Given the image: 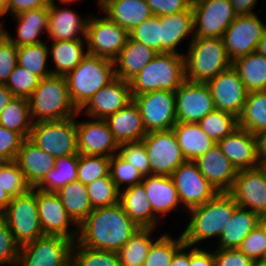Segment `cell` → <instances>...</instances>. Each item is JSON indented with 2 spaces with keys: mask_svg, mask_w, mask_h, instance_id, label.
Segmentation results:
<instances>
[{
  "mask_svg": "<svg viewBox=\"0 0 266 266\" xmlns=\"http://www.w3.org/2000/svg\"><path fill=\"white\" fill-rule=\"evenodd\" d=\"M138 228L117 203L93 209L79 226L77 240L86 247L118 252Z\"/></svg>",
  "mask_w": 266,
  "mask_h": 266,
  "instance_id": "1",
  "label": "cell"
},
{
  "mask_svg": "<svg viewBox=\"0 0 266 266\" xmlns=\"http://www.w3.org/2000/svg\"><path fill=\"white\" fill-rule=\"evenodd\" d=\"M238 207L237 202L228 192H219L208 202L188 210L187 214L191 218L181 233L184 243L197 247L202 240L212 237L219 239Z\"/></svg>",
  "mask_w": 266,
  "mask_h": 266,
  "instance_id": "2",
  "label": "cell"
},
{
  "mask_svg": "<svg viewBox=\"0 0 266 266\" xmlns=\"http://www.w3.org/2000/svg\"><path fill=\"white\" fill-rule=\"evenodd\" d=\"M28 101L34 123L64 120L79 112L70 98L67 80L63 76L42 78Z\"/></svg>",
  "mask_w": 266,
  "mask_h": 266,
  "instance_id": "3",
  "label": "cell"
},
{
  "mask_svg": "<svg viewBox=\"0 0 266 266\" xmlns=\"http://www.w3.org/2000/svg\"><path fill=\"white\" fill-rule=\"evenodd\" d=\"M185 57L179 53H158L130 81L132 97L157 90L175 92L184 82Z\"/></svg>",
  "mask_w": 266,
  "mask_h": 266,
  "instance_id": "4",
  "label": "cell"
},
{
  "mask_svg": "<svg viewBox=\"0 0 266 266\" xmlns=\"http://www.w3.org/2000/svg\"><path fill=\"white\" fill-rule=\"evenodd\" d=\"M65 78L70 98L80 111L100 88L116 78L114 61L87 53Z\"/></svg>",
  "mask_w": 266,
  "mask_h": 266,
  "instance_id": "5",
  "label": "cell"
},
{
  "mask_svg": "<svg viewBox=\"0 0 266 266\" xmlns=\"http://www.w3.org/2000/svg\"><path fill=\"white\" fill-rule=\"evenodd\" d=\"M185 57V77L194 83H207L232 66L223 38H193Z\"/></svg>",
  "mask_w": 266,
  "mask_h": 266,
  "instance_id": "6",
  "label": "cell"
},
{
  "mask_svg": "<svg viewBox=\"0 0 266 266\" xmlns=\"http://www.w3.org/2000/svg\"><path fill=\"white\" fill-rule=\"evenodd\" d=\"M80 114L59 121L33 123L28 139L55 158L79 155L76 117Z\"/></svg>",
  "mask_w": 266,
  "mask_h": 266,
  "instance_id": "7",
  "label": "cell"
},
{
  "mask_svg": "<svg viewBox=\"0 0 266 266\" xmlns=\"http://www.w3.org/2000/svg\"><path fill=\"white\" fill-rule=\"evenodd\" d=\"M1 216L20 246L44 236L39 221L36 188L13 197Z\"/></svg>",
  "mask_w": 266,
  "mask_h": 266,
  "instance_id": "8",
  "label": "cell"
},
{
  "mask_svg": "<svg viewBox=\"0 0 266 266\" xmlns=\"http://www.w3.org/2000/svg\"><path fill=\"white\" fill-rule=\"evenodd\" d=\"M74 242L62 236L44 235L20 247L17 266H72Z\"/></svg>",
  "mask_w": 266,
  "mask_h": 266,
  "instance_id": "9",
  "label": "cell"
},
{
  "mask_svg": "<svg viewBox=\"0 0 266 266\" xmlns=\"http://www.w3.org/2000/svg\"><path fill=\"white\" fill-rule=\"evenodd\" d=\"M194 38H222L237 14L230 0H192Z\"/></svg>",
  "mask_w": 266,
  "mask_h": 266,
  "instance_id": "10",
  "label": "cell"
},
{
  "mask_svg": "<svg viewBox=\"0 0 266 266\" xmlns=\"http://www.w3.org/2000/svg\"><path fill=\"white\" fill-rule=\"evenodd\" d=\"M128 38L129 31L108 16H90L86 32V51L114 60L125 47Z\"/></svg>",
  "mask_w": 266,
  "mask_h": 266,
  "instance_id": "11",
  "label": "cell"
},
{
  "mask_svg": "<svg viewBox=\"0 0 266 266\" xmlns=\"http://www.w3.org/2000/svg\"><path fill=\"white\" fill-rule=\"evenodd\" d=\"M141 142L145 146L152 175L171 176L187 161L173 130L149 132Z\"/></svg>",
  "mask_w": 266,
  "mask_h": 266,
  "instance_id": "12",
  "label": "cell"
},
{
  "mask_svg": "<svg viewBox=\"0 0 266 266\" xmlns=\"http://www.w3.org/2000/svg\"><path fill=\"white\" fill-rule=\"evenodd\" d=\"M147 133L172 130L177 123L175 92L157 90L133 96Z\"/></svg>",
  "mask_w": 266,
  "mask_h": 266,
  "instance_id": "13",
  "label": "cell"
},
{
  "mask_svg": "<svg viewBox=\"0 0 266 266\" xmlns=\"http://www.w3.org/2000/svg\"><path fill=\"white\" fill-rule=\"evenodd\" d=\"M254 14L237 15L223 35L224 45L231 62L257 50L266 31V24Z\"/></svg>",
  "mask_w": 266,
  "mask_h": 266,
  "instance_id": "14",
  "label": "cell"
},
{
  "mask_svg": "<svg viewBox=\"0 0 266 266\" xmlns=\"http://www.w3.org/2000/svg\"><path fill=\"white\" fill-rule=\"evenodd\" d=\"M178 195L186 211L213 199L219 192L203 176L194 161H186L172 174Z\"/></svg>",
  "mask_w": 266,
  "mask_h": 266,
  "instance_id": "15",
  "label": "cell"
},
{
  "mask_svg": "<svg viewBox=\"0 0 266 266\" xmlns=\"http://www.w3.org/2000/svg\"><path fill=\"white\" fill-rule=\"evenodd\" d=\"M238 206L249 209L261 218L266 216V166L238 170L231 190L228 192Z\"/></svg>",
  "mask_w": 266,
  "mask_h": 266,
  "instance_id": "16",
  "label": "cell"
},
{
  "mask_svg": "<svg viewBox=\"0 0 266 266\" xmlns=\"http://www.w3.org/2000/svg\"><path fill=\"white\" fill-rule=\"evenodd\" d=\"M206 84L211 91L215 109L239 118L249 92L233 66L220 72Z\"/></svg>",
  "mask_w": 266,
  "mask_h": 266,
  "instance_id": "17",
  "label": "cell"
},
{
  "mask_svg": "<svg viewBox=\"0 0 266 266\" xmlns=\"http://www.w3.org/2000/svg\"><path fill=\"white\" fill-rule=\"evenodd\" d=\"M177 122L198 123L215 109L206 83L185 81L175 91Z\"/></svg>",
  "mask_w": 266,
  "mask_h": 266,
  "instance_id": "18",
  "label": "cell"
},
{
  "mask_svg": "<svg viewBox=\"0 0 266 266\" xmlns=\"http://www.w3.org/2000/svg\"><path fill=\"white\" fill-rule=\"evenodd\" d=\"M39 221L44 235L62 236L76 241L79 227L69 217L61 199L56 193H47L37 189ZM71 225L75 230H71Z\"/></svg>",
  "mask_w": 266,
  "mask_h": 266,
  "instance_id": "19",
  "label": "cell"
},
{
  "mask_svg": "<svg viewBox=\"0 0 266 266\" xmlns=\"http://www.w3.org/2000/svg\"><path fill=\"white\" fill-rule=\"evenodd\" d=\"M76 127L79 154L112 157L118 153L119 144L105 119L76 121Z\"/></svg>",
  "mask_w": 266,
  "mask_h": 266,
  "instance_id": "20",
  "label": "cell"
},
{
  "mask_svg": "<svg viewBox=\"0 0 266 266\" xmlns=\"http://www.w3.org/2000/svg\"><path fill=\"white\" fill-rule=\"evenodd\" d=\"M133 100L130 82L115 78L100 88L79 111L94 119H106Z\"/></svg>",
  "mask_w": 266,
  "mask_h": 266,
  "instance_id": "21",
  "label": "cell"
},
{
  "mask_svg": "<svg viewBox=\"0 0 266 266\" xmlns=\"http://www.w3.org/2000/svg\"><path fill=\"white\" fill-rule=\"evenodd\" d=\"M220 150L237 170L261 166L257 153V140L249 131L237 128L217 142Z\"/></svg>",
  "mask_w": 266,
  "mask_h": 266,
  "instance_id": "22",
  "label": "cell"
},
{
  "mask_svg": "<svg viewBox=\"0 0 266 266\" xmlns=\"http://www.w3.org/2000/svg\"><path fill=\"white\" fill-rule=\"evenodd\" d=\"M89 18L79 17L72 9L61 8L54 0H50L47 35L52 41L86 40Z\"/></svg>",
  "mask_w": 266,
  "mask_h": 266,
  "instance_id": "23",
  "label": "cell"
},
{
  "mask_svg": "<svg viewBox=\"0 0 266 266\" xmlns=\"http://www.w3.org/2000/svg\"><path fill=\"white\" fill-rule=\"evenodd\" d=\"M203 176L218 192H229L238 170L220 150L217 143L194 161Z\"/></svg>",
  "mask_w": 266,
  "mask_h": 266,
  "instance_id": "24",
  "label": "cell"
},
{
  "mask_svg": "<svg viewBox=\"0 0 266 266\" xmlns=\"http://www.w3.org/2000/svg\"><path fill=\"white\" fill-rule=\"evenodd\" d=\"M105 121L119 145L140 142L147 135L140 110L134 100L108 116Z\"/></svg>",
  "mask_w": 266,
  "mask_h": 266,
  "instance_id": "25",
  "label": "cell"
},
{
  "mask_svg": "<svg viewBox=\"0 0 266 266\" xmlns=\"http://www.w3.org/2000/svg\"><path fill=\"white\" fill-rule=\"evenodd\" d=\"M141 183L157 217H161V215L173 210L183 209L171 176L151 174L145 176Z\"/></svg>",
  "mask_w": 266,
  "mask_h": 266,
  "instance_id": "26",
  "label": "cell"
},
{
  "mask_svg": "<svg viewBox=\"0 0 266 266\" xmlns=\"http://www.w3.org/2000/svg\"><path fill=\"white\" fill-rule=\"evenodd\" d=\"M98 6L112 21L132 30L153 16L146 0H96Z\"/></svg>",
  "mask_w": 266,
  "mask_h": 266,
  "instance_id": "27",
  "label": "cell"
},
{
  "mask_svg": "<svg viewBox=\"0 0 266 266\" xmlns=\"http://www.w3.org/2000/svg\"><path fill=\"white\" fill-rule=\"evenodd\" d=\"M17 19V36L13 37L4 29L1 23L3 34L17 47L36 45L44 41L39 39L42 32L48 33V6L39 9L23 11L13 16Z\"/></svg>",
  "mask_w": 266,
  "mask_h": 266,
  "instance_id": "28",
  "label": "cell"
},
{
  "mask_svg": "<svg viewBox=\"0 0 266 266\" xmlns=\"http://www.w3.org/2000/svg\"><path fill=\"white\" fill-rule=\"evenodd\" d=\"M56 158L33 144L28 138L22 142L15 158L27 182L35 188L55 167Z\"/></svg>",
  "mask_w": 266,
  "mask_h": 266,
  "instance_id": "29",
  "label": "cell"
},
{
  "mask_svg": "<svg viewBox=\"0 0 266 266\" xmlns=\"http://www.w3.org/2000/svg\"><path fill=\"white\" fill-rule=\"evenodd\" d=\"M161 23V53L176 52L177 46L191 35L194 38V15L192 7L174 14L160 16Z\"/></svg>",
  "mask_w": 266,
  "mask_h": 266,
  "instance_id": "30",
  "label": "cell"
},
{
  "mask_svg": "<svg viewBox=\"0 0 266 266\" xmlns=\"http://www.w3.org/2000/svg\"><path fill=\"white\" fill-rule=\"evenodd\" d=\"M157 54L149 46L129 37L113 60L116 78L130 82Z\"/></svg>",
  "mask_w": 266,
  "mask_h": 266,
  "instance_id": "31",
  "label": "cell"
},
{
  "mask_svg": "<svg viewBox=\"0 0 266 266\" xmlns=\"http://www.w3.org/2000/svg\"><path fill=\"white\" fill-rule=\"evenodd\" d=\"M119 203L139 228H155L159 219L154 214L142 183L120 191Z\"/></svg>",
  "mask_w": 266,
  "mask_h": 266,
  "instance_id": "32",
  "label": "cell"
},
{
  "mask_svg": "<svg viewBox=\"0 0 266 266\" xmlns=\"http://www.w3.org/2000/svg\"><path fill=\"white\" fill-rule=\"evenodd\" d=\"M261 222V217L249 209L238 207L218 239V248L238 249L245 237Z\"/></svg>",
  "mask_w": 266,
  "mask_h": 266,
  "instance_id": "33",
  "label": "cell"
},
{
  "mask_svg": "<svg viewBox=\"0 0 266 266\" xmlns=\"http://www.w3.org/2000/svg\"><path fill=\"white\" fill-rule=\"evenodd\" d=\"M172 130L187 161H195L216 144L198 123L177 122Z\"/></svg>",
  "mask_w": 266,
  "mask_h": 266,
  "instance_id": "34",
  "label": "cell"
},
{
  "mask_svg": "<svg viewBox=\"0 0 266 266\" xmlns=\"http://www.w3.org/2000/svg\"><path fill=\"white\" fill-rule=\"evenodd\" d=\"M86 40L73 41H52L51 48L49 46V54H51L55 69L51 70L52 75L66 77L81 62L82 58L87 54L85 51Z\"/></svg>",
  "mask_w": 266,
  "mask_h": 266,
  "instance_id": "35",
  "label": "cell"
},
{
  "mask_svg": "<svg viewBox=\"0 0 266 266\" xmlns=\"http://www.w3.org/2000/svg\"><path fill=\"white\" fill-rule=\"evenodd\" d=\"M69 217L79 227L92 212L87 186L80 181H74L63 186L57 193Z\"/></svg>",
  "mask_w": 266,
  "mask_h": 266,
  "instance_id": "36",
  "label": "cell"
},
{
  "mask_svg": "<svg viewBox=\"0 0 266 266\" xmlns=\"http://www.w3.org/2000/svg\"><path fill=\"white\" fill-rule=\"evenodd\" d=\"M248 92L266 90V57L257 51L232 62Z\"/></svg>",
  "mask_w": 266,
  "mask_h": 266,
  "instance_id": "37",
  "label": "cell"
},
{
  "mask_svg": "<svg viewBox=\"0 0 266 266\" xmlns=\"http://www.w3.org/2000/svg\"><path fill=\"white\" fill-rule=\"evenodd\" d=\"M79 155L56 158L55 167L35 187L47 192L57 193L63 186L77 181Z\"/></svg>",
  "mask_w": 266,
  "mask_h": 266,
  "instance_id": "38",
  "label": "cell"
},
{
  "mask_svg": "<svg viewBox=\"0 0 266 266\" xmlns=\"http://www.w3.org/2000/svg\"><path fill=\"white\" fill-rule=\"evenodd\" d=\"M238 127L254 135L266 130V90L248 93Z\"/></svg>",
  "mask_w": 266,
  "mask_h": 266,
  "instance_id": "39",
  "label": "cell"
},
{
  "mask_svg": "<svg viewBox=\"0 0 266 266\" xmlns=\"http://www.w3.org/2000/svg\"><path fill=\"white\" fill-rule=\"evenodd\" d=\"M33 123L29 101L21 97L14 96L0 115L1 126L20 133L25 139L29 138Z\"/></svg>",
  "mask_w": 266,
  "mask_h": 266,
  "instance_id": "40",
  "label": "cell"
},
{
  "mask_svg": "<svg viewBox=\"0 0 266 266\" xmlns=\"http://www.w3.org/2000/svg\"><path fill=\"white\" fill-rule=\"evenodd\" d=\"M155 228H138L126 244L117 252L121 266H143Z\"/></svg>",
  "mask_w": 266,
  "mask_h": 266,
  "instance_id": "41",
  "label": "cell"
},
{
  "mask_svg": "<svg viewBox=\"0 0 266 266\" xmlns=\"http://www.w3.org/2000/svg\"><path fill=\"white\" fill-rule=\"evenodd\" d=\"M49 56V46L45 42L21 46L17 50L18 65L41 79L52 75L51 70L46 68Z\"/></svg>",
  "mask_w": 266,
  "mask_h": 266,
  "instance_id": "42",
  "label": "cell"
},
{
  "mask_svg": "<svg viewBox=\"0 0 266 266\" xmlns=\"http://www.w3.org/2000/svg\"><path fill=\"white\" fill-rule=\"evenodd\" d=\"M72 266H121L117 252L83 246L78 240L72 250Z\"/></svg>",
  "mask_w": 266,
  "mask_h": 266,
  "instance_id": "43",
  "label": "cell"
},
{
  "mask_svg": "<svg viewBox=\"0 0 266 266\" xmlns=\"http://www.w3.org/2000/svg\"><path fill=\"white\" fill-rule=\"evenodd\" d=\"M198 124L204 133L217 143L238 128V118L228 112L214 109Z\"/></svg>",
  "mask_w": 266,
  "mask_h": 266,
  "instance_id": "44",
  "label": "cell"
},
{
  "mask_svg": "<svg viewBox=\"0 0 266 266\" xmlns=\"http://www.w3.org/2000/svg\"><path fill=\"white\" fill-rule=\"evenodd\" d=\"M184 244L182 234L177 239L162 234L150 246L143 266H170L174 254Z\"/></svg>",
  "mask_w": 266,
  "mask_h": 266,
  "instance_id": "45",
  "label": "cell"
},
{
  "mask_svg": "<svg viewBox=\"0 0 266 266\" xmlns=\"http://www.w3.org/2000/svg\"><path fill=\"white\" fill-rule=\"evenodd\" d=\"M86 186L93 209L109 207L119 203L120 191L110 176L99 177Z\"/></svg>",
  "mask_w": 266,
  "mask_h": 266,
  "instance_id": "46",
  "label": "cell"
},
{
  "mask_svg": "<svg viewBox=\"0 0 266 266\" xmlns=\"http://www.w3.org/2000/svg\"><path fill=\"white\" fill-rule=\"evenodd\" d=\"M0 186L11 198L32 188L15 160L0 162Z\"/></svg>",
  "mask_w": 266,
  "mask_h": 266,
  "instance_id": "47",
  "label": "cell"
},
{
  "mask_svg": "<svg viewBox=\"0 0 266 266\" xmlns=\"http://www.w3.org/2000/svg\"><path fill=\"white\" fill-rule=\"evenodd\" d=\"M110 158L79 154L77 181L87 185L99 177L110 176Z\"/></svg>",
  "mask_w": 266,
  "mask_h": 266,
  "instance_id": "48",
  "label": "cell"
},
{
  "mask_svg": "<svg viewBox=\"0 0 266 266\" xmlns=\"http://www.w3.org/2000/svg\"><path fill=\"white\" fill-rule=\"evenodd\" d=\"M41 78L17 64L4 83L15 97L29 99Z\"/></svg>",
  "mask_w": 266,
  "mask_h": 266,
  "instance_id": "49",
  "label": "cell"
},
{
  "mask_svg": "<svg viewBox=\"0 0 266 266\" xmlns=\"http://www.w3.org/2000/svg\"><path fill=\"white\" fill-rule=\"evenodd\" d=\"M129 37L161 53L160 16L153 15L129 31Z\"/></svg>",
  "mask_w": 266,
  "mask_h": 266,
  "instance_id": "50",
  "label": "cell"
},
{
  "mask_svg": "<svg viewBox=\"0 0 266 266\" xmlns=\"http://www.w3.org/2000/svg\"><path fill=\"white\" fill-rule=\"evenodd\" d=\"M110 177L114 181L117 189L121 191V185H126L125 188L140 184L143 181V176L125 161L118 153L110 158Z\"/></svg>",
  "mask_w": 266,
  "mask_h": 266,
  "instance_id": "51",
  "label": "cell"
},
{
  "mask_svg": "<svg viewBox=\"0 0 266 266\" xmlns=\"http://www.w3.org/2000/svg\"><path fill=\"white\" fill-rule=\"evenodd\" d=\"M118 154L135 167L143 177L151 175L148 155L141 141L120 144Z\"/></svg>",
  "mask_w": 266,
  "mask_h": 266,
  "instance_id": "52",
  "label": "cell"
},
{
  "mask_svg": "<svg viewBox=\"0 0 266 266\" xmlns=\"http://www.w3.org/2000/svg\"><path fill=\"white\" fill-rule=\"evenodd\" d=\"M254 262L265 261L266 259V230L259 223L242 241L238 247Z\"/></svg>",
  "mask_w": 266,
  "mask_h": 266,
  "instance_id": "53",
  "label": "cell"
},
{
  "mask_svg": "<svg viewBox=\"0 0 266 266\" xmlns=\"http://www.w3.org/2000/svg\"><path fill=\"white\" fill-rule=\"evenodd\" d=\"M20 247L6 220L0 215V265L17 266Z\"/></svg>",
  "mask_w": 266,
  "mask_h": 266,
  "instance_id": "54",
  "label": "cell"
},
{
  "mask_svg": "<svg viewBox=\"0 0 266 266\" xmlns=\"http://www.w3.org/2000/svg\"><path fill=\"white\" fill-rule=\"evenodd\" d=\"M18 47L4 34L0 36V83H5L18 64Z\"/></svg>",
  "mask_w": 266,
  "mask_h": 266,
  "instance_id": "55",
  "label": "cell"
},
{
  "mask_svg": "<svg viewBox=\"0 0 266 266\" xmlns=\"http://www.w3.org/2000/svg\"><path fill=\"white\" fill-rule=\"evenodd\" d=\"M25 138L0 125V162L15 160Z\"/></svg>",
  "mask_w": 266,
  "mask_h": 266,
  "instance_id": "56",
  "label": "cell"
},
{
  "mask_svg": "<svg viewBox=\"0 0 266 266\" xmlns=\"http://www.w3.org/2000/svg\"><path fill=\"white\" fill-rule=\"evenodd\" d=\"M215 266H252L254 261L239 249L216 248Z\"/></svg>",
  "mask_w": 266,
  "mask_h": 266,
  "instance_id": "57",
  "label": "cell"
},
{
  "mask_svg": "<svg viewBox=\"0 0 266 266\" xmlns=\"http://www.w3.org/2000/svg\"><path fill=\"white\" fill-rule=\"evenodd\" d=\"M153 15L163 16L187 10L192 0H146Z\"/></svg>",
  "mask_w": 266,
  "mask_h": 266,
  "instance_id": "58",
  "label": "cell"
},
{
  "mask_svg": "<svg viewBox=\"0 0 266 266\" xmlns=\"http://www.w3.org/2000/svg\"><path fill=\"white\" fill-rule=\"evenodd\" d=\"M49 3L50 0H10L8 8L0 15V18L8 12L14 16L23 11L46 7Z\"/></svg>",
  "mask_w": 266,
  "mask_h": 266,
  "instance_id": "59",
  "label": "cell"
},
{
  "mask_svg": "<svg viewBox=\"0 0 266 266\" xmlns=\"http://www.w3.org/2000/svg\"><path fill=\"white\" fill-rule=\"evenodd\" d=\"M190 266H215L214 252L192 246Z\"/></svg>",
  "mask_w": 266,
  "mask_h": 266,
  "instance_id": "60",
  "label": "cell"
},
{
  "mask_svg": "<svg viewBox=\"0 0 266 266\" xmlns=\"http://www.w3.org/2000/svg\"><path fill=\"white\" fill-rule=\"evenodd\" d=\"M191 246L184 244L173 256L170 266H190L191 262ZM188 251V252H185Z\"/></svg>",
  "mask_w": 266,
  "mask_h": 266,
  "instance_id": "61",
  "label": "cell"
},
{
  "mask_svg": "<svg viewBox=\"0 0 266 266\" xmlns=\"http://www.w3.org/2000/svg\"><path fill=\"white\" fill-rule=\"evenodd\" d=\"M234 11L237 15L254 14L253 8L257 4V0H230Z\"/></svg>",
  "mask_w": 266,
  "mask_h": 266,
  "instance_id": "62",
  "label": "cell"
},
{
  "mask_svg": "<svg viewBox=\"0 0 266 266\" xmlns=\"http://www.w3.org/2000/svg\"><path fill=\"white\" fill-rule=\"evenodd\" d=\"M257 140V153L261 165H266V130L255 135Z\"/></svg>",
  "mask_w": 266,
  "mask_h": 266,
  "instance_id": "63",
  "label": "cell"
},
{
  "mask_svg": "<svg viewBox=\"0 0 266 266\" xmlns=\"http://www.w3.org/2000/svg\"><path fill=\"white\" fill-rule=\"evenodd\" d=\"M13 97L11 90L4 83H0V115Z\"/></svg>",
  "mask_w": 266,
  "mask_h": 266,
  "instance_id": "64",
  "label": "cell"
},
{
  "mask_svg": "<svg viewBox=\"0 0 266 266\" xmlns=\"http://www.w3.org/2000/svg\"><path fill=\"white\" fill-rule=\"evenodd\" d=\"M11 199L12 198L0 186V215L6 210Z\"/></svg>",
  "mask_w": 266,
  "mask_h": 266,
  "instance_id": "65",
  "label": "cell"
},
{
  "mask_svg": "<svg viewBox=\"0 0 266 266\" xmlns=\"http://www.w3.org/2000/svg\"><path fill=\"white\" fill-rule=\"evenodd\" d=\"M256 51L266 57V31L263 38L259 41Z\"/></svg>",
  "mask_w": 266,
  "mask_h": 266,
  "instance_id": "66",
  "label": "cell"
},
{
  "mask_svg": "<svg viewBox=\"0 0 266 266\" xmlns=\"http://www.w3.org/2000/svg\"><path fill=\"white\" fill-rule=\"evenodd\" d=\"M10 0H0V15L8 8Z\"/></svg>",
  "mask_w": 266,
  "mask_h": 266,
  "instance_id": "67",
  "label": "cell"
},
{
  "mask_svg": "<svg viewBox=\"0 0 266 266\" xmlns=\"http://www.w3.org/2000/svg\"><path fill=\"white\" fill-rule=\"evenodd\" d=\"M252 266H266V262L265 261L254 262Z\"/></svg>",
  "mask_w": 266,
  "mask_h": 266,
  "instance_id": "68",
  "label": "cell"
},
{
  "mask_svg": "<svg viewBox=\"0 0 266 266\" xmlns=\"http://www.w3.org/2000/svg\"><path fill=\"white\" fill-rule=\"evenodd\" d=\"M61 2L62 5L64 4H70V3H74L77 0H59Z\"/></svg>",
  "mask_w": 266,
  "mask_h": 266,
  "instance_id": "69",
  "label": "cell"
},
{
  "mask_svg": "<svg viewBox=\"0 0 266 266\" xmlns=\"http://www.w3.org/2000/svg\"><path fill=\"white\" fill-rule=\"evenodd\" d=\"M260 223L265 227V230H266V216L261 218Z\"/></svg>",
  "mask_w": 266,
  "mask_h": 266,
  "instance_id": "70",
  "label": "cell"
},
{
  "mask_svg": "<svg viewBox=\"0 0 266 266\" xmlns=\"http://www.w3.org/2000/svg\"><path fill=\"white\" fill-rule=\"evenodd\" d=\"M3 34V32H2V27L0 28V36Z\"/></svg>",
  "mask_w": 266,
  "mask_h": 266,
  "instance_id": "71",
  "label": "cell"
}]
</instances>
